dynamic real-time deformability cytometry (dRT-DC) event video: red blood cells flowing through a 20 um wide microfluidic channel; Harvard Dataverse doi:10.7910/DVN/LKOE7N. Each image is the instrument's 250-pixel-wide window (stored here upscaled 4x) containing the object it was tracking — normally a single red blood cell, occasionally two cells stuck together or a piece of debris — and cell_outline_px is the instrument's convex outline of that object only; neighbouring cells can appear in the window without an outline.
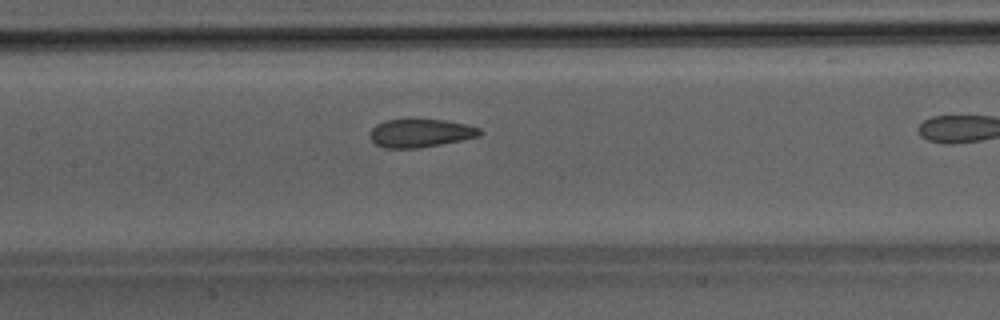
{"species": "Egyptian fruit bat (a non-hibernating species)", "species_latin": "Rousettus aegyptiacus", "temperature_condition": "room temperature", "stored_images_in_passage": 26, "camera_frame_rate_fps": 3000, "um_per_image_px": 0.085, "animal": {"sex": "male"}, "frame": {"image": 1, "passage_image": 12, "time_ms": 3.667, "image_size_px": [1000, 320], "cell_outline_px": [[484, 132], [480, 136], [420, 148], [384, 148], [376, 144], [368, 136], [368, 132], [376, 124], [384, 120], [408, 116], [444, 120], [464, 124], [480, 128]], "centroid_in_image_um": [35.67, 11.26], "position_along_channel_um": 171.7, "area_um2": 18.9}}